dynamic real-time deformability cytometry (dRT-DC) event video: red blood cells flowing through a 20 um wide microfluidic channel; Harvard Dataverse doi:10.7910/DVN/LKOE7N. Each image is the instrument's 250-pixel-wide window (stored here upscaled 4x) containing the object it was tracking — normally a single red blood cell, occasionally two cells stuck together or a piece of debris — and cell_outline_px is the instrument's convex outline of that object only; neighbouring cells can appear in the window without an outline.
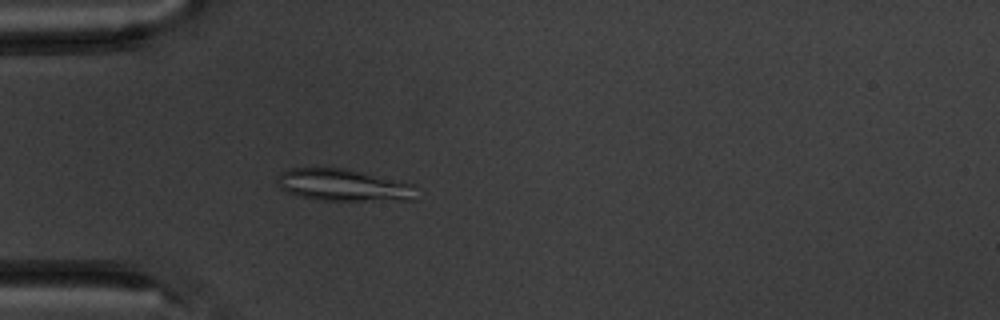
{"species": "common noctule bat (a hibernating species)", "species_latin": "Nyctalus noctula", "temperature_condition": "warm", "stored_images_in_passage": 4, "camera_frame_rate_fps": 3000, "um_per_image_px": 0.085, "animal": {"sex": "male", "body_mass_g": 20.1, "forearm_length_mm": 53.5}, "frame": {"image": 1, "passage_image": 4, "time_ms": 3.667, "image_size_px": [1000, 320], "cell_outline_px": [[416, 200], [320, 200], [300, 196], [288, 192], [280, 188], [276, 184], [276, 180], [280, 172], [288, 168], [344, 168], [416, 184]], "centroid_in_image_um": [29.19, 15.73], "position_along_channel_um": 55.8, "area_um2": 26.07}}